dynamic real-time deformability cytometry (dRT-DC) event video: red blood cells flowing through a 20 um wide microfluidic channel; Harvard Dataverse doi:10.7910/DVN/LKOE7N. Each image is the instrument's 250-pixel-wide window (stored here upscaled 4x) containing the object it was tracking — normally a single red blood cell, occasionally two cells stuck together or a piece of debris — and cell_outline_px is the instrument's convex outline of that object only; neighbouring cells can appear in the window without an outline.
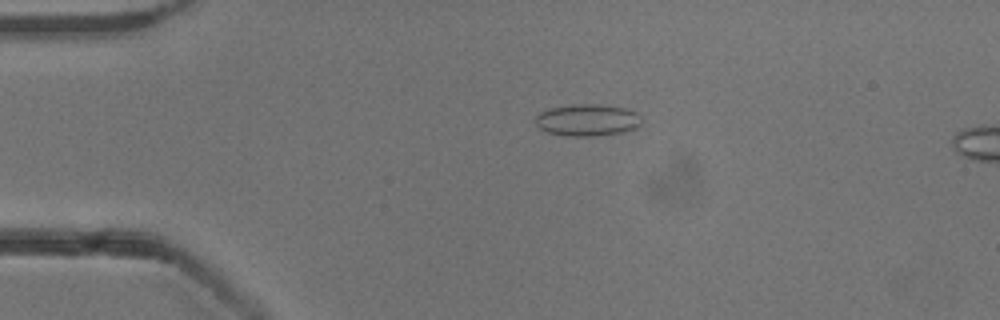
{"species": "common noctule bat (a hibernating species)", "species_latin": "Nyctalus noctula", "temperature_condition": "cold", "stored_images_in_passage": 5, "camera_frame_rate_fps": 3000, "um_per_image_px": 0.085, "animal": {"sex": "male", "body_mass_g": 13.3}, "frame": {"image": 1, "passage_image": 3, "time_ms": 3.333, "image_size_px": [1000, 320], "cell_outline_px": [[640, 124], [636, 128], [620, 132], [596, 136], [564, 136], [548, 132], [540, 128], [536, 124], [536, 116], [540, 112], [552, 108], [572, 104], [600, 104], [624, 108], [636, 112], [640, 116]], "centroid_in_image_um": [49.92, 10.2], "position_along_channel_um": 35.1, "area_um2": 19.59}}